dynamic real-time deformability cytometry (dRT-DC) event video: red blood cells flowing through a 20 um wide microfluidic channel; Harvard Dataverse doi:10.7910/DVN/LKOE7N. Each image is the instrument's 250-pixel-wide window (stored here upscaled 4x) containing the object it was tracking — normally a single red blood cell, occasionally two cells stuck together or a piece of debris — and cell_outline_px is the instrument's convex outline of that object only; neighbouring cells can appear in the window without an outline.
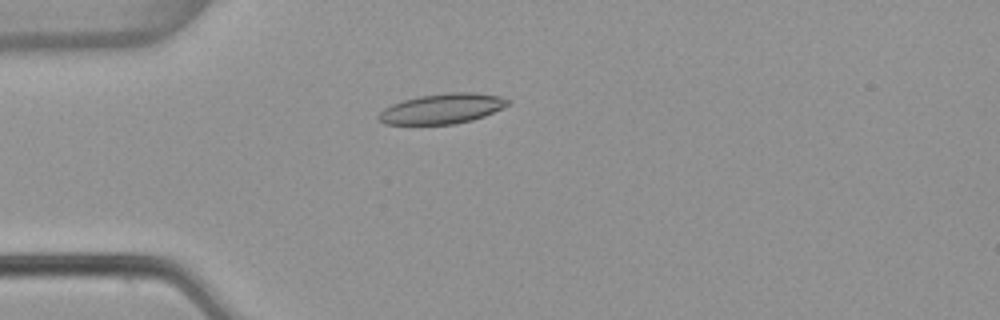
{"species": "common noctule bat (a hibernating species)", "species_latin": "Nyctalus noctula", "temperature_condition": "warm", "stored_images_in_passage": 54, "camera_frame_rate_fps": 3000, "um_per_image_px": 0.085, "animal": {"sex": "female", "body_mass_g": 22.7, "forearm_length_mm": 54.2}, "frame": {"image": 1, "passage_image": 15, "time_ms": 4.667, "image_size_px": [1000, 320], "cell_outline_px": [[512, 104], [484, 116], [472, 120], [452, 124], [384, 124], [376, 116], [384, 108], [392, 104], [404, 100], [420, 96], [448, 92], [476, 92], [500, 96], [512, 100]], "centroid_in_image_um": [37.63, 9.22], "position_along_channel_um": 47.4, "area_um2": 22.77}}
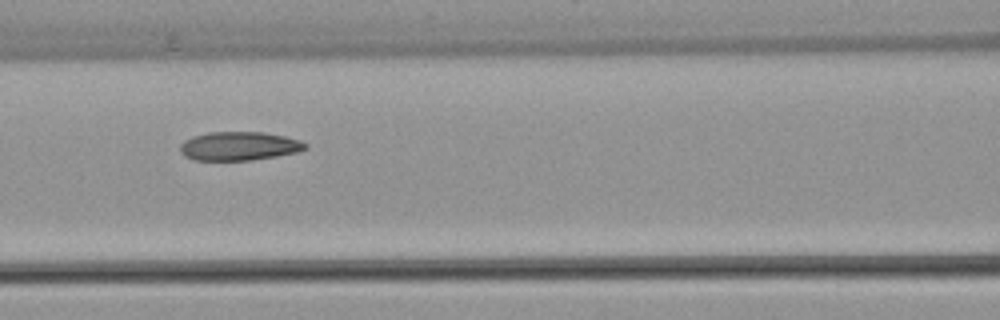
{"frame": {"image": 2, "passage_image": 24, "time_ms": 7.667, "image_size_px": [1000, 320], "cell_outline_px": [[308, 148], [300, 152], [252, 160], [192, 160], [184, 156], [180, 152], [180, 144], [184, 140], [192, 136], [208, 132], [264, 132], [284, 136], [300, 140], [308, 144]], "centroid_in_image_um": [20.33, 12.42], "position_along_channel_um": 146.3, "area_um2": 21.21}}
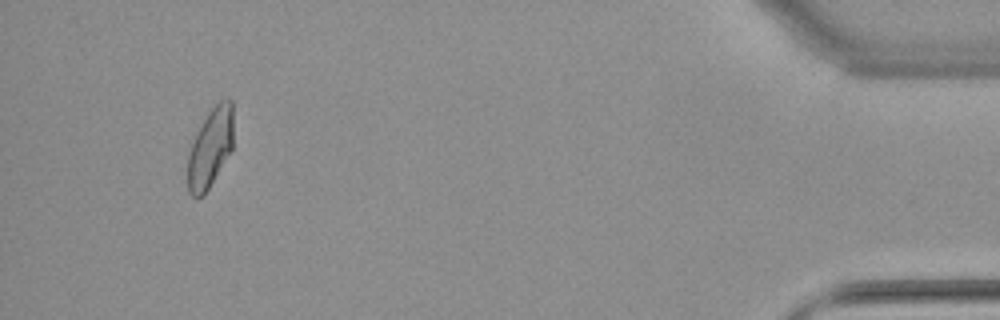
{"frame": {"image": 3, "passage_image": 51, "time_ms": 16.667, "image_size_px": [1000, 320], "cell_outline_px": [[232, 148], [204, 196], [192, 196], [188, 192], [188, 152], [196, 132], [208, 112], [220, 100], [228, 96], [232, 100]], "centroid_in_image_um": [17.86, 12.54], "position_along_channel_um": 417.3, "area_um2": 20.92}, "authors_computed_cell_mechanics": {"area_um2": 21.675, "velocity_mm_per_s": 3.817, "shape_relaxation_time_tau1_ms": 11.1963, "shape_relaxation_time_tau2_ms": 2.2518, "deformation_change_tau1": 0.2421, "deformation_change_tau2": 0.0837}}